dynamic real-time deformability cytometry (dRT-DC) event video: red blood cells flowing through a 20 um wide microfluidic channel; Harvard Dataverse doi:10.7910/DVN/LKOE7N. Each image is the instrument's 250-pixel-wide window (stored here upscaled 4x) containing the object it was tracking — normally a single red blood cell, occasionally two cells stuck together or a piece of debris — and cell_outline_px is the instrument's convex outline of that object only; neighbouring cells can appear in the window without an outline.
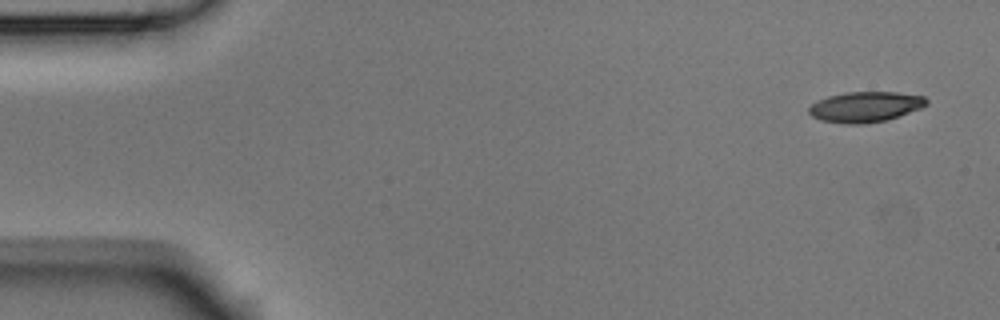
{"species": "Egyptian fruit bat (a non-hibernating species)", "species_latin": "Rousettus aegyptiacus", "temperature_condition": "room temperature", "stored_images_in_passage": 5, "camera_frame_rate_fps": 3000, "um_per_image_px": 0.085, "animal": {"sex": "male"}, "frame": {"image": 1, "passage_image": 1, "time_ms": 0.0, "image_size_px": [1000, 320], "cell_outline_px": [[928, 104], [920, 108], [888, 120], [864, 124], [848, 124], [820, 120], [812, 116], [808, 112], [808, 108], [816, 100], [828, 96], [844, 92], [896, 92], [924, 96], [928, 100]], "centroid_in_image_um": [73.54, 9.08], "position_along_channel_um": 11.5, "area_um2": 20.98}}
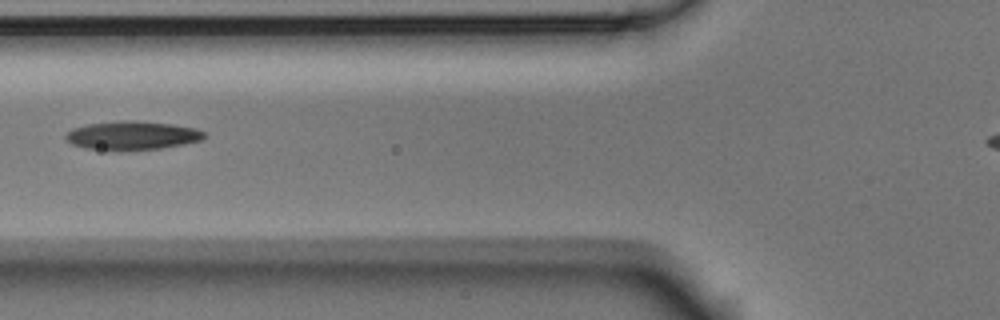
{"frame": {"image": 2, "passage_image": 5, "time_ms": 1.333, "image_size_px": [1000, 320], "cell_outline_px": [[204, 136], [200, 140], [184, 144], [160, 148], [120, 152], [84, 148], [72, 144], [64, 136], [72, 128], [88, 124], [120, 120], [136, 120], [172, 124], [196, 128], [204, 132]], "centroid_in_image_um": [11.2, 11.53], "position_along_channel_um": 114.6, "area_um2": 23.47}}